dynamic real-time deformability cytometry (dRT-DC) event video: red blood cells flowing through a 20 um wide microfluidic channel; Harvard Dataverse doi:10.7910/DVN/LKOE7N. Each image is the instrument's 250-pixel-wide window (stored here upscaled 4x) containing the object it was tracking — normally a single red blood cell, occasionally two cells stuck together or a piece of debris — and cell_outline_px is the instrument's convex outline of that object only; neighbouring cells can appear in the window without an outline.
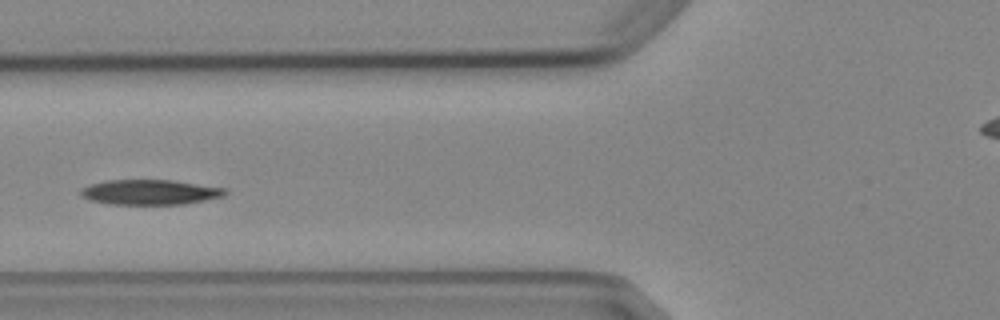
{"species": "Egyptian fruit bat (a non-hibernating species)", "species_latin": "Rousettus aegyptiacus", "temperature_condition": "cold", "stored_images_in_passage": 6, "camera_frame_rate_fps": 3000, "um_per_image_px": 0.085, "animal": {"sex": "female"}, "frame": {"image": 1, "passage_image": 5, "time_ms": 5.0, "image_size_px": [1000, 320], "cell_outline_px": [[228, 192], [224, 196], [184, 204], [112, 204], [88, 200], [80, 196], [80, 188], [88, 184], [104, 180], [172, 180], [228, 188]], "centroid_in_image_um": [12.72, 16.32], "position_along_channel_um": 113.1, "area_um2": 21.33}}